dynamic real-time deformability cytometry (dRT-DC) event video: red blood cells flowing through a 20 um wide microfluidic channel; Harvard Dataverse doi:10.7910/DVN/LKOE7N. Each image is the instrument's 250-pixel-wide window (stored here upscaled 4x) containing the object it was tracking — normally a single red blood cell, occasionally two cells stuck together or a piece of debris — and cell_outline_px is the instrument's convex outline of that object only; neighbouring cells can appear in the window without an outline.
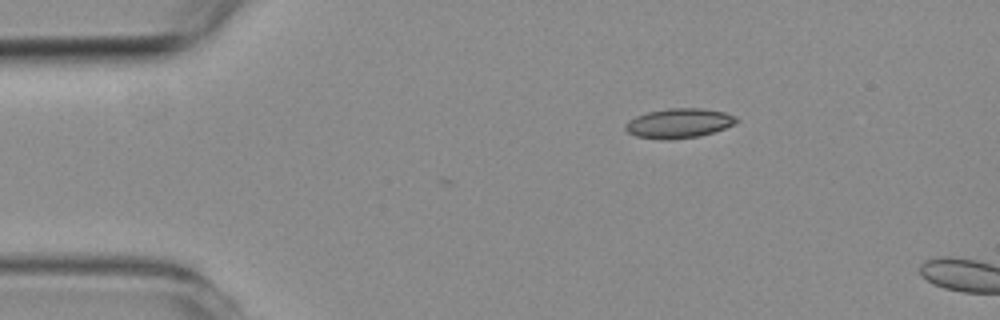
{"species": "common noctule bat (a hibernating species)", "species_latin": "Nyctalus noctula", "temperature_condition": "room temperature", "stored_images_in_passage": 3, "camera_frame_rate_fps": 3000, "um_per_image_px": 0.085, "animal": {"sex": "female", "body_mass_g": 19.3, "forearm_length_mm": 54.1}, "frame": {"image": 1, "passage_image": 1, "time_ms": 0.0, "image_size_px": [1000, 320], "cell_outline_px": [[740, 120], [736, 124], [700, 136], [668, 140], [660, 140], [636, 136], [628, 132], [624, 128], [624, 124], [628, 120], [636, 116], [648, 112], [668, 108], [704, 108], [724, 112], [736, 116]], "centroid_in_image_um": [57.71, 10.47], "position_along_channel_um": 27.3, "area_um2": 19.36}}